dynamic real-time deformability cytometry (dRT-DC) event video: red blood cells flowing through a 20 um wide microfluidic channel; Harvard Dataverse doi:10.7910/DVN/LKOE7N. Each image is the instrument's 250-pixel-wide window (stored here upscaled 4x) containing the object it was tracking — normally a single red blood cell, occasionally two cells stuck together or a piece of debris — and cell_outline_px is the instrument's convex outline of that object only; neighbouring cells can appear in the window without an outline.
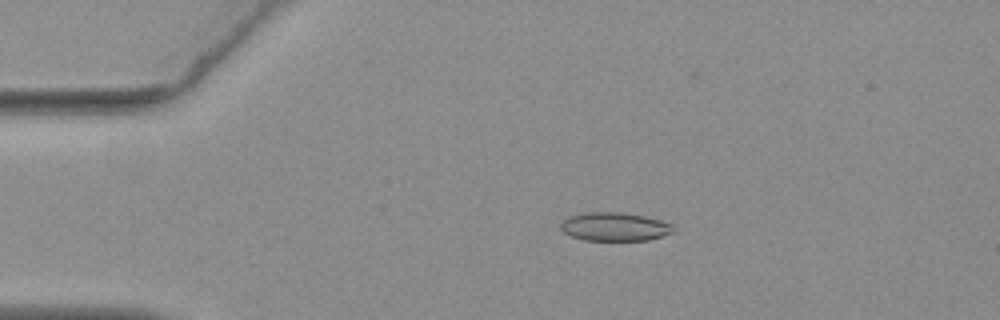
{"species": "common noctule bat (a hibernating species)", "species_latin": "Nyctalus noctula", "temperature_condition": "warm", "stored_images_in_passage": 31, "camera_frame_rate_fps": 3000, "um_per_image_px": 0.085, "animal": {"sex": "female", "body_mass_g": 19.3, "forearm_length_mm": 54.1}, "frame": {"image": 1, "passage_image": 11, "time_ms": 3.333, "image_size_px": [1000, 320], "cell_outline_px": [[672, 232], [648, 240], [584, 240], [572, 236], [564, 232], [560, 228], [560, 224], [568, 216], [584, 212], [620, 212], [644, 216], [660, 220], [672, 224]], "centroid_in_image_um": [52.2, 19.26], "position_along_channel_um": 32.8, "area_um2": 18.55}}
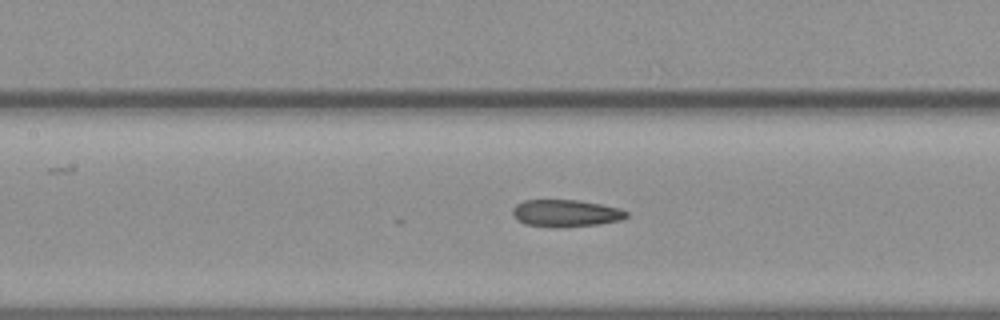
{"frame": {"image": 2, "passage_image": 25, "time_ms": 8.0, "image_size_px": [1000, 320], "cell_outline_px": [[628, 216], [620, 220], [600, 224], [564, 228], [560, 228], [524, 224], [516, 220], [512, 212], [512, 208], [516, 204], [524, 200], [580, 200], [620, 208], [628, 212]], "centroid_in_image_um": [48.08, 18.13], "position_along_channel_um": 159.3, "area_um2": 18.26}}
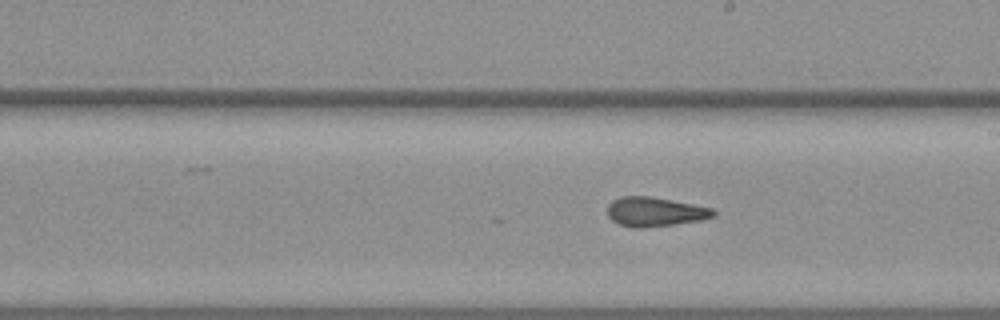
{"frame": {"image": 3, "passage_image": 31, "time_ms": 10.0, "image_size_px": [1000, 320], "cell_outline_px": [[716, 216], [700, 220], [672, 224], [640, 228], [632, 228], [620, 224], [612, 220], [608, 216], [608, 204], [612, 200], [624, 196], [648, 196], [672, 200], [712, 208], [716, 212]], "centroid_in_image_um": [55.66, 18.0], "position_along_channel_um": 233.3, "area_um2": 17.92}}